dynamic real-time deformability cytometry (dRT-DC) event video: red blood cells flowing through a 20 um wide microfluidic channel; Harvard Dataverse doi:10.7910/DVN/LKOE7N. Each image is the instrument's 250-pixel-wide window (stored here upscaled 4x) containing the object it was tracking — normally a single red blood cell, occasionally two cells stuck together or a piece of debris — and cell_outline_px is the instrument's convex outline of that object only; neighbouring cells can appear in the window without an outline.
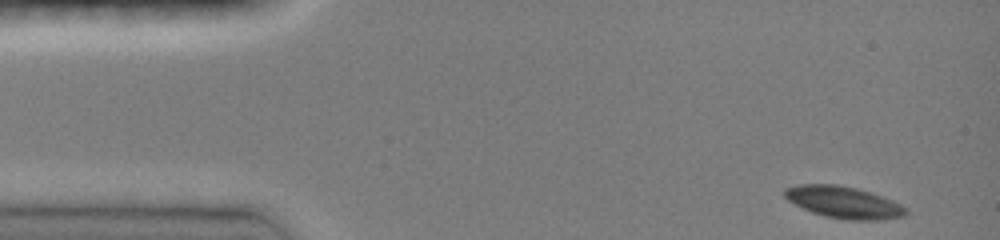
{"species": "common noctule bat (a hibernating species)", "species_latin": "Nyctalus noctula", "temperature_condition": "room temperature", "stored_images_in_passage": 20, "camera_frame_rate_fps": 3000, "um_per_image_px": 0.085, "animal": {"sex": "female", "body_mass_g": 19.0, "forearm_length_mm": 51.5}, "frame": {"image": 1, "passage_image": 1, "time_ms": 0.0, "image_size_px": [1000, 240], "cell_outline_px": [[908, 212], [904, 216], [884, 220], [848, 220], [824, 216], [812, 212], [788, 200], [784, 196], [784, 188], [800, 184], [836, 184], [856, 188], [892, 200], [908, 208]], "centroid_in_image_um": [71.73, 17.2], "position_along_channel_um": 13.3, "area_um2": 22.43}}
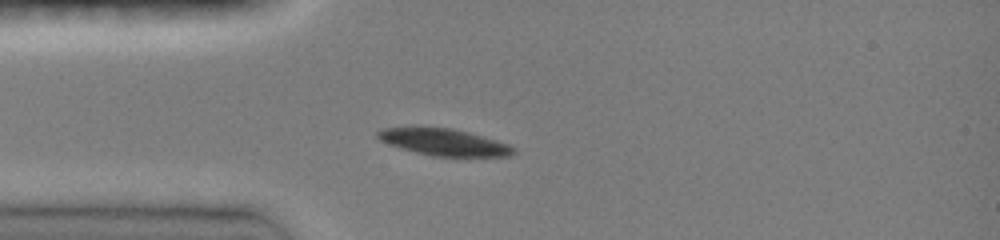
{"frame": {"image": 2, "passage_image": 10, "time_ms": 3.0, "image_size_px": [1000, 240], "cell_outline_px": [[516, 152], [512, 156], [432, 156], [400, 148], [388, 144], [380, 140], [376, 136], [376, 132], [380, 128], [416, 124], [452, 128], [484, 136], [508, 144], [516, 148]], "centroid_in_image_um": [37.65, 12.03], "position_along_channel_um": 47.4, "area_um2": 22.08}}
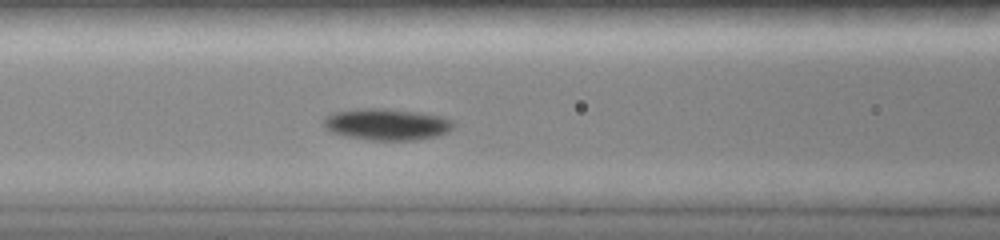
{"frame": {"image": 3, "passage_image": 17, "time_ms": 5.333, "image_size_px": [1000, 240], "cell_outline_px": [[456, 124], [448, 132], [436, 136], [416, 140], [368, 140], [344, 136], [332, 132], [324, 128], [324, 116], [332, 112], [356, 108], [388, 108], [416, 112], [440, 116], [452, 120]], "centroid_in_image_um": [32.84, 10.56], "position_along_channel_um": 133.8, "area_um2": 24.16}}